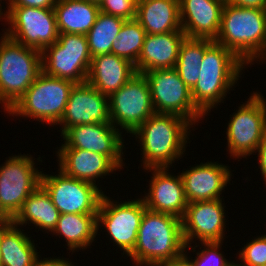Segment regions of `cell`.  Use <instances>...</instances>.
<instances>
[{"label": "cell", "mask_w": 266, "mask_h": 266, "mask_svg": "<svg viewBox=\"0 0 266 266\" xmlns=\"http://www.w3.org/2000/svg\"><path fill=\"white\" fill-rule=\"evenodd\" d=\"M186 37L183 31L146 34L141 54L134 65L136 73L175 68L180 46Z\"/></svg>", "instance_id": "cell-21"}, {"label": "cell", "mask_w": 266, "mask_h": 266, "mask_svg": "<svg viewBox=\"0 0 266 266\" xmlns=\"http://www.w3.org/2000/svg\"><path fill=\"white\" fill-rule=\"evenodd\" d=\"M146 31L136 19L125 20L114 40L111 53L136 64L144 44Z\"/></svg>", "instance_id": "cell-31"}, {"label": "cell", "mask_w": 266, "mask_h": 266, "mask_svg": "<svg viewBox=\"0 0 266 266\" xmlns=\"http://www.w3.org/2000/svg\"><path fill=\"white\" fill-rule=\"evenodd\" d=\"M87 1L95 2V3H98V4L101 2V0H87Z\"/></svg>", "instance_id": "cell-42"}, {"label": "cell", "mask_w": 266, "mask_h": 266, "mask_svg": "<svg viewBox=\"0 0 266 266\" xmlns=\"http://www.w3.org/2000/svg\"><path fill=\"white\" fill-rule=\"evenodd\" d=\"M222 199L195 201L187 204L182 218L183 238L187 247L194 238L200 242H223L225 206Z\"/></svg>", "instance_id": "cell-16"}, {"label": "cell", "mask_w": 266, "mask_h": 266, "mask_svg": "<svg viewBox=\"0 0 266 266\" xmlns=\"http://www.w3.org/2000/svg\"><path fill=\"white\" fill-rule=\"evenodd\" d=\"M50 258V259H49ZM44 258L39 259V255L34 261L33 266H75L72 262L67 261L65 258ZM65 259V260H64Z\"/></svg>", "instance_id": "cell-37"}, {"label": "cell", "mask_w": 266, "mask_h": 266, "mask_svg": "<svg viewBox=\"0 0 266 266\" xmlns=\"http://www.w3.org/2000/svg\"><path fill=\"white\" fill-rule=\"evenodd\" d=\"M186 250L182 219L146 209L135 247L128 257L137 266H155L181 258Z\"/></svg>", "instance_id": "cell-2"}, {"label": "cell", "mask_w": 266, "mask_h": 266, "mask_svg": "<svg viewBox=\"0 0 266 266\" xmlns=\"http://www.w3.org/2000/svg\"><path fill=\"white\" fill-rule=\"evenodd\" d=\"M214 41L232 51L246 65H253L258 59L266 60L265 10L225 2Z\"/></svg>", "instance_id": "cell-4"}, {"label": "cell", "mask_w": 266, "mask_h": 266, "mask_svg": "<svg viewBox=\"0 0 266 266\" xmlns=\"http://www.w3.org/2000/svg\"><path fill=\"white\" fill-rule=\"evenodd\" d=\"M230 266H242V265H240L239 263H234L233 261V263Z\"/></svg>", "instance_id": "cell-43"}, {"label": "cell", "mask_w": 266, "mask_h": 266, "mask_svg": "<svg viewBox=\"0 0 266 266\" xmlns=\"http://www.w3.org/2000/svg\"><path fill=\"white\" fill-rule=\"evenodd\" d=\"M187 266H191V264H190V262L188 261V259H187Z\"/></svg>", "instance_id": "cell-44"}, {"label": "cell", "mask_w": 266, "mask_h": 266, "mask_svg": "<svg viewBox=\"0 0 266 266\" xmlns=\"http://www.w3.org/2000/svg\"><path fill=\"white\" fill-rule=\"evenodd\" d=\"M256 152H258V162H259V168L261 170V174L263 176L264 181L266 180V134L259 144V146L256 149Z\"/></svg>", "instance_id": "cell-38"}, {"label": "cell", "mask_w": 266, "mask_h": 266, "mask_svg": "<svg viewBox=\"0 0 266 266\" xmlns=\"http://www.w3.org/2000/svg\"><path fill=\"white\" fill-rule=\"evenodd\" d=\"M6 8L4 20L10 26L4 34L10 39L41 52L57 41L59 32L54 9Z\"/></svg>", "instance_id": "cell-11"}, {"label": "cell", "mask_w": 266, "mask_h": 266, "mask_svg": "<svg viewBox=\"0 0 266 266\" xmlns=\"http://www.w3.org/2000/svg\"><path fill=\"white\" fill-rule=\"evenodd\" d=\"M52 232L66 240L72 253L86 249L97 235V214H60Z\"/></svg>", "instance_id": "cell-28"}, {"label": "cell", "mask_w": 266, "mask_h": 266, "mask_svg": "<svg viewBox=\"0 0 266 266\" xmlns=\"http://www.w3.org/2000/svg\"><path fill=\"white\" fill-rule=\"evenodd\" d=\"M204 54L205 39L186 37L180 46L175 69L190 90L199 78L200 64Z\"/></svg>", "instance_id": "cell-30"}, {"label": "cell", "mask_w": 266, "mask_h": 266, "mask_svg": "<svg viewBox=\"0 0 266 266\" xmlns=\"http://www.w3.org/2000/svg\"><path fill=\"white\" fill-rule=\"evenodd\" d=\"M0 235H1V218H0ZM0 266H2L1 246H0Z\"/></svg>", "instance_id": "cell-40"}, {"label": "cell", "mask_w": 266, "mask_h": 266, "mask_svg": "<svg viewBox=\"0 0 266 266\" xmlns=\"http://www.w3.org/2000/svg\"><path fill=\"white\" fill-rule=\"evenodd\" d=\"M54 11L59 34L86 35L94 25L100 8L98 3L87 0H57Z\"/></svg>", "instance_id": "cell-25"}, {"label": "cell", "mask_w": 266, "mask_h": 266, "mask_svg": "<svg viewBox=\"0 0 266 266\" xmlns=\"http://www.w3.org/2000/svg\"><path fill=\"white\" fill-rule=\"evenodd\" d=\"M242 266H261L266 264V234L252 239L239 252Z\"/></svg>", "instance_id": "cell-33"}, {"label": "cell", "mask_w": 266, "mask_h": 266, "mask_svg": "<svg viewBox=\"0 0 266 266\" xmlns=\"http://www.w3.org/2000/svg\"><path fill=\"white\" fill-rule=\"evenodd\" d=\"M57 175L41 174V186L60 214H97L103 191L98 185L78 180L58 169Z\"/></svg>", "instance_id": "cell-13"}, {"label": "cell", "mask_w": 266, "mask_h": 266, "mask_svg": "<svg viewBox=\"0 0 266 266\" xmlns=\"http://www.w3.org/2000/svg\"><path fill=\"white\" fill-rule=\"evenodd\" d=\"M169 168H149L152 171L150 187L143 201L147 209L173 215L182 219L187 208V200L181 175H170Z\"/></svg>", "instance_id": "cell-18"}, {"label": "cell", "mask_w": 266, "mask_h": 266, "mask_svg": "<svg viewBox=\"0 0 266 266\" xmlns=\"http://www.w3.org/2000/svg\"><path fill=\"white\" fill-rule=\"evenodd\" d=\"M246 64L232 51L213 40L205 39V54L200 64V74L191 96L195 106L208 115L211 109L223 102L235 87Z\"/></svg>", "instance_id": "cell-3"}, {"label": "cell", "mask_w": 266, "mask_h": 266, "mask_svg": "<svg viewBox=\"0 0 266 266\" xmlns=\"http://www.w3.org/2000/svg\"><path fill=\"white\" fill-rule=\"evenodd\" d=\"M57 0H9L8 7H34L54 9Z\"/></svg>", "instance_id": "cell-35"}, {"label": "cell", "mask_w": 266, "mask_h": 266, "mask_svg": "<svg viewBox=\"0 0 266 266\" xmlns=\"http://www.w3.org/2000/svg\"><path fill=\"white\" fill-rule=\"evenodd\" d=\"M2 10V6H1V4H0V20H1V18L3 19V18H5V17H3V16H5V14H3V11H1ZM3 15V16H2ZM2 16V17H1Z\"/></svg>", "instance_id": "cell-41"}, {"label": "cell", "mask_w": 266, "mask_h": 266, "mask_svg": "<svg viewBox=\"0 0 266 266\" xmlns=\"http://www.w3.org/2000/svg\"><path fill=\"white\" fill-rule=\"evenodd\" d=\"M42 71L41 51L5 34L0 39V104L9 111Z\"/></svg>", "instance_id": "cell-5"}, {"label": "cell", "mask_w": 266, "mask_h": 266, "mask_svg": "<svg viewBox=\"0 0 266 266\" xmlns=\"http://www.w3.org/2000/svg\"><path fill=\"white\" fill-rule=\"evenodd\" d=\"M253 92L246 103L231 115L227 127V148L230 157L246 158L256 149L266 134V99Z\"/></svg>", "instance_id": "cell-8"}, {"label": "cell", "mask_w": 266, "mask_h": 266, "mask_svg": "<svg viewBox=\"0 0 266 266\" xmlns=\"http://www.w3.org/2000/svg\"><path fill=\"white\" fill-rule=\"evenodd\" d=\"M225 0H179L182 31L188 38L215 40Z\"/></svg>", "instance_id": "cell-20"}, {"label": "cell", "mask_w": 266, "mask_h": 266, "mask_svg": "<svg viewBox=\"0 0 266 266\" xmlns=\"http://www.w3.org/2000/svg\"><path fill=\"white\" fill-rule=\"evenodd\" d=\"M223 242H201L204 245V249L200 252L197 251L196 258L190 259L186 252L184 256L188 259L191 266H230L233 262L226 260L220 249Z\"/></svg>", "instance_id": "cell-32"}, {"label": "cell", "mask_w": 266, "mask_h": 266, "mask_svg": "<svg viewBox=\"0 0 266 266\" xmlns=\"http://www.w3.org/2000/svg\"><path fill=\"white\" fill-rule=\"evenodd\" d=\"M100 12L118 16L125 20L135 19L137 0H101Z\"/></svg>", "instance_id": "cell-34"}, {"label": "cell", "mask_w": 266, "mask_h": 266, "mask_svg": "<svg viewBox=\"0 0 266 266\" xmlns=\"http://www.w3.org/2000/svg\"><path fill=\"white\" fill-rule=\"evenodd\" d=\"M57 154L59 169L66 175L95 185L98 177L103 178L119 169L107 156L97 152L60 148Z\"/></svg>", "instance_id": "cell-22"}, {"label": "cell", "mask_w": 266, "mask_h": 266, "mask_svg": "<svg viewBox=\"0 0 266 266\" xmlns=\"http://www.w3.org/2000/svg\"><path fill=\"white\" fill-rule=\"evenodd\" d=\"M155 266H187V258L183 255L177 260L166 261Z\"/></svg>", "instance_id": "cell-39"}, {"label": "cell", "mask_w": 266, "mask_h": 266, "mask_svg": "<svg viewBox=\"0 0 266 266\" xmlns=\"http://www.w3.org/2000/svg\"><path fill=\"white\" fill-rule=\"evenodd\" d=\"M191 127L188 120L176 114L151 115L132 133L141 144L143 168L172 166L185 152Z\"/></svg>", "instance_id": "cell-1"}, {"label": "cell", "mask_w": 266, "mask_h": 266, "mask_svg": "<svg viewBox=\"0 0 266 266\" xmlns=\"http://www.w3.org/2000/svg\"><path fill=\"white\" fill-rule=\"evenodd\" d=\"M120 129L112 123L76 125L63 135L60 148H78L107 156L119 169L123 167V139Z\"/></svg>", "instance_id": "cell-15"}, {"label": "cell", "mask_w": 266, "mask_h": 266, "mask_svg": "<svg viewBox=\"0 0 266 266\" xmlns=\"http://www.w3.org/2000/svg\"><path fill=\"white\" fill-rule=\"evenodd\" d=\"M227 3L245 8H255L265 10L266 0H225Z\"/></svg>", "instance_id": "cell-36"}, {"label": "cell", "mask_w": 266, "mask_h": 266, "mask_svg": "<svg viewBox=\"0 0 266 266\" xmlns=\"http://www.w3.org/2000/svg\"><path fill=\"white\" fill-rule=\"evenodd\" d=\"M11 220L1 218L2 266H33L38 256L34 241Z\"/></svg>", "instance_id": "cell-26"}, {"label": "cell", "mask_w": 266, "mask_h": 266, "mask_svg": "<svg viewBox=\"0 0 266 266\" xmlns=\"http://www.w3.org/2000/svg\"><path fill=\"white\" fill-rule=\"evenodd\" d=\"M135 74L134 64L130 61L113 53H106L92 57L86 82L109 97Z\"/></svg>", "instance_id": "cell-23"}, {"label": "cell", "mask_w": 266, "mask_h": 266, "mask_svg": "<svg viewBox=\"0 0 266 266\" xmlns=\"http://www.w3.org/2000/svg\"><path fill=\"white\" fill-rule=\"evenodd\" d=\"M228 166L217 162H206L183 171L185 197L188 203L222 199L220 197L231 178Z\"/></svg>", "instance_id": "cell-19"}, {"label": "cell", "mask_w": 266, "mask_h": 266, "mask_svg": "<svg viewBox=\"0 0 266 266\" xmlns=\"http://www.w3.org/2000/svg\"><path fill=\"white\" fill-rule=\"evenodd\" d=\"M59 211L54 206L50 195L40 185L24 201L21 210L11 220L16 226L27 223L34 224L39 229L51 232L56 228Z\"/></svg>", "instance_id": "cell-27"}, {"label": "cell", "mask_w": 266, "mask_h": 266, "mask_svg": "<svg viewBox=\"0 0 266 266\" xmlns=\"http://www.w3.org/2000/svg\"><path fill=\"white\" fill-rule=\"evenodd\" d=\"M75 83L40 72L24 95L7 112L12 116L34 118L48 125H57L66 108Z\"/></svg>", "instance_id": "cell-6"}, {"label": "cell", "mask_w": 266, "mask_h": 266, "mask_svg": "<svg viewBox=\"0 0 266 266\" xmlns=\"http://www.w3.org/2000/svg\"><path fill=\"white\" fill-rule=\"evenodd\" d=\"M33 158L27 155L9 157L0 166V218L12 220L28 196L41 185V174Z\"/></svg>", "instance_id": "cell-9"}, {"label": "cell", "mask_w": 266, "mask_h": 266, "mask_svg": "<svg viewBox=\"0 0 266 266\" xmlns=\"http://www.w3.org/2000/svg\"><path fill=\"white\" fill-rule=\"evenodd\" d=\"M117 203L103 194L97 213V233L99 227L104 226L113 243L128 256L135 247L140 222L147 208L142 198Z\"/></svg>", "instance_id": "cell-14"}, {"label": "cell", "mask_w": 266, "mask_h": 266, "mask_svg": "<svg viewBox=\"0 0 266 266\" xmlns=\"http://www.w3.org/2000/svg\"><path fill=\"white\" fill-rule=\"evenodd\" d=\"M125 19L100 12L86 34L91 57L111 53V47L117 38Z\"/></svg>", "instance_id": "cell-29"}, {"label": "cell", "mask_w": 266, "mask_h": 266, "mask_svg": "<svg viewBox=\"0 0 266 266\" xmlns=\"http://www.w3.org/2000/svg\"><path fill=\"white\" fill-rule=\"evenodd\" d=\"M135 19L146 34L182 31L179 0H145L137 2Z\"/></svg>", "instance_id": "cell-24"}, {"label": "cell", "mask_w": 266, "mask_h": 266, "mask_svg": "<svg viewBox=\"0 0 266 266\" xmlns=\"http://www.w3.org/2000/svg\"><path fill=\"white\" fill-rule=\"evenodd\" d=\"M92 123H111L108 96L87 82L75 84L69 94L64 114L58 123L61 136L71 127Z\"/></svg>", "instance_id": "cell-17"}, {"label": "cell", "mask_w": 266, "mask_h": 266, "mask_svg": "<svg viewBox=\"0 0 266 266\" xmlns=\"http://www.w3.org/2000/svg\"><path fill=\"white\" fill-rule=\"evenodd\" d=\"M143 74L149 83L155 113L176 114L192 125L205 117L193 103L191 90L175 68L155 69Z\"/></svg>", "instance_id": "cell-10"}, {"label": "cell", "mask_w": 266, "mask_h": 266, "mask_svg": "<svg viewBox=\"0 0 266 266\" xmlns=\"http://www.w3.org/2000/svg\"><path fill=\"white\" fill-rule=\"evenodd\" d=\"M109 117L113 126L132 134L155 113L149 83L136 73L125 85L108 97Z\"/></svg>", "instance_id": "cell-12"}, {"label": "cell", "mask_w": 266, "mask_h": 266, "mask_svg": "<svg viewBox=\"0 0 266 266\" xmlns=\"http://www.w3.org/2000/svg\"><path fill=\"white\" fill-rule=\"evenodd\" d=\"M91 59L86 35L59 34L57 41L41 52L42 72L75 84L85 83Z\"/></svg>", "instance_id": "cell-7"}]
</instances>
